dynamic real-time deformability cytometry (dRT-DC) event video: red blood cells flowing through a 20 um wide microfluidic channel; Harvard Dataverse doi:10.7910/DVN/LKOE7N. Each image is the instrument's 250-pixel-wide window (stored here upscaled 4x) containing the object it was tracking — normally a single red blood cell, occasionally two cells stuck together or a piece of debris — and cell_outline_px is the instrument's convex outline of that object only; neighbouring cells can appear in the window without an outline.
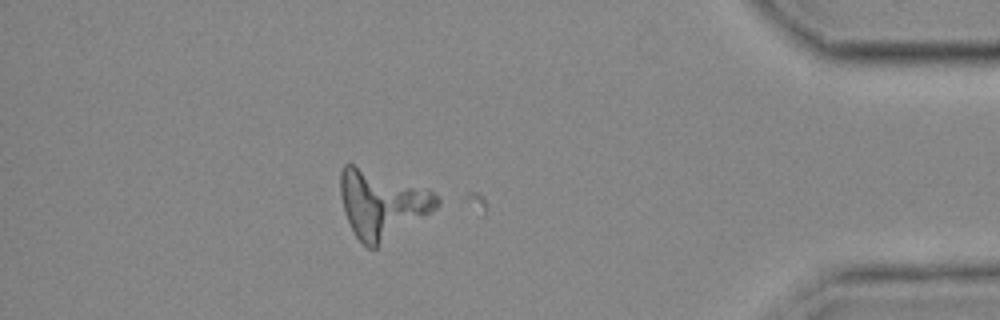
{"species": "common noctule bat (a hibernating species)", "species_latin": "Nyctalus noctula", "temperature_condition": "cold", "stored_images_in_passage": 32, "camera_frame_rate_fps": 3000, "um_per_image_px": 0.085, "animal": {"sex": "female", "body_mass_g": 25.1}, "frame": {"image": 1, "passage_image": 31, "time_ms": 10.0, "image_size_px": [1000, 320], "cell_outline_px": [[440, 204], [436, 208], [376, 248], [368, 248], [356, 236], [344, 212], [340, 196], [340, 172], [344, 164], [352, 164], [428, 188], [440, 200]], "centroid_in_image_um": [32.44, 17.33], "position_along_channel_um": 402.8, "area_um2": 37.63}}